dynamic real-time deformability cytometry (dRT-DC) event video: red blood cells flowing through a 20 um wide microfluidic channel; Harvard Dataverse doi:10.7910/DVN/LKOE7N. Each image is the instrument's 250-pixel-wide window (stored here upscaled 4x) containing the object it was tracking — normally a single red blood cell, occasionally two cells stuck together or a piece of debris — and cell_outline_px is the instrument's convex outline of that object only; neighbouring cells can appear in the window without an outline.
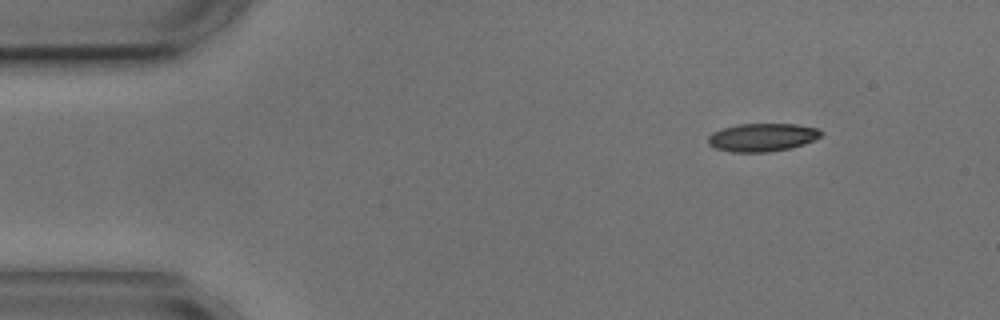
{"species": "common noctule bat (a hibernating species)", "species_latin": "Nyctalus noctula", "temperature_condition": "cold", "stored_images_in_passage": 3, "camera_frame_rate_fps": 3000, "um_per_image_px": 0.085, "animal": {"sex": "male", "body_mass_g": 17.9, "forearm_length_mm": 54.2}, "frame": {"image": 1, "passage_image": 1, "time_ms": 0.0, "image_size_px": [1000, 320], "cell_outline_px": [[824, 132], [820, 136], [804, 144], [788, 148], [768, 152], [732, 152], [716, 148], [708, 144], [708, 136], [712, 132], [736, 124], [796, 124], [820, 128]], "centroid_in_image_um": [64.8, 11.66], "position_along_channel_um": 20.2, "area_um2": 18.5}}